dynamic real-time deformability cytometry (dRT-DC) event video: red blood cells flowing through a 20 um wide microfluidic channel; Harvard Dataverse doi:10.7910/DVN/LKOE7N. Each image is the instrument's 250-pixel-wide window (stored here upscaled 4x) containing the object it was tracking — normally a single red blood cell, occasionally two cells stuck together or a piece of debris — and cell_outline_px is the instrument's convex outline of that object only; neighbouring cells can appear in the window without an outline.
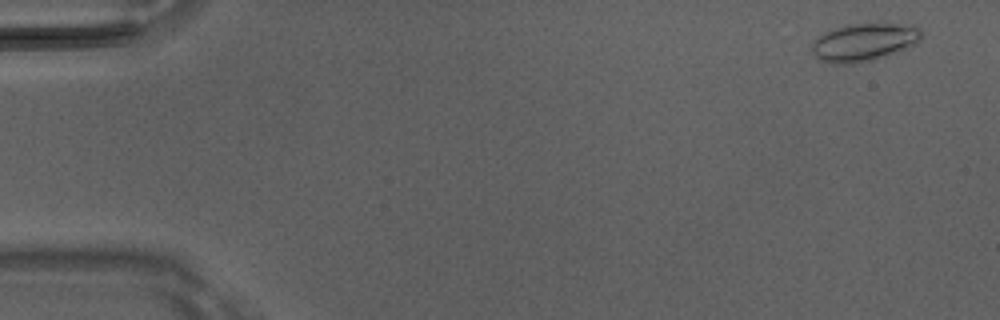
{"species": "Egyptian fruit bat (a non-hibernating species)", "species_latin": "Rousettus aegyptiacus", "temperature_condition": "room temperature", "stored_images_in_passage": 5, "camera_frame_rate_fps": 3000, "um_per_image_px": 0.085, "animal": {"sex": "male"}, "frame": {"image": 1, "passage_image": 1, "time_ms": 0.0, "image_size_px": [1000, 320], "cell_outline_px": [[924, 36], [920, 40], [908, 48], [872, 60], [852, 64], [840, 64], [820, 60], [812, 52], [812, 40], [824, 32], [848, 24], [912, 24], [920, 28]], "centroid_in_image_um": [73.46, 3.58], "position_along_channel_um": 11.5, "area_um2": 24.16}}